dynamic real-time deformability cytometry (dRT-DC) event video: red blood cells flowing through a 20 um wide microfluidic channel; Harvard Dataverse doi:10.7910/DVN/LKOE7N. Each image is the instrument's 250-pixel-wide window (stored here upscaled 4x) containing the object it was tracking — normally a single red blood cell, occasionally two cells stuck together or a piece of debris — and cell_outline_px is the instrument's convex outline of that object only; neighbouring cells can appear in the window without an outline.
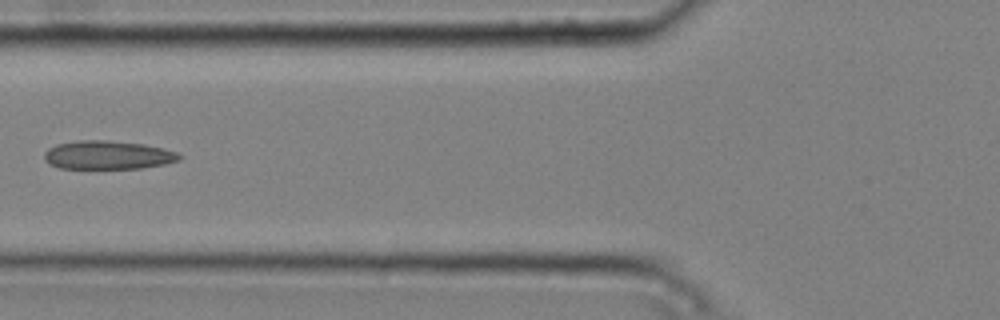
{"species": "common noctule bat (a hibernating species)", "species_latin": "Nyctalus noctula", "temperature_condition": "cold", "stored_images_in_passage": 6, "camera_frame_rate_fps": 3000, "um_per_image_px": 0.085, "animal": {"sex": "male", "body_mass_g": 20.4}, "frame": {"image": 1, "passage_image": 5, "time_ms": 1.333, "image_size_px": [1000, 320], "cell_outline_px": [[184, 156], [180, 160], [164, 164], [140, 168], [60, 168], [44, 160], [44, 152], [48, 148], [56, 144], [80, 140], [108, 140], [144, 144], [164, 148], [176, 152]], "centroid_in_image_um": [9.18, 13.17], "position_along_channel_um": 116.6, "area_um2": 22.48}}
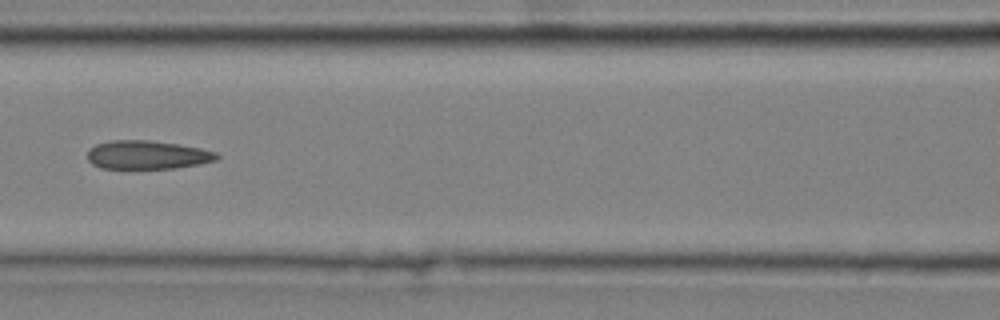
{"frame": {"image": 2, "passage_image": 6, "time_ms": 1.667, "image_size_px": [1000, 320], "cell_outline_px": [[220, 156], [216, 160], [200, 164], [176, 168], [100, 168], [92, 164], [88, 160], [88, 148], [96, 144], [112, 140], [148, 140], [176, 144], [200, 148], [216, 152]], "centroid_in_image_um": [12.5, 13.16], "position_along_channel_um": 154.1, "area_um2": 21.5}}